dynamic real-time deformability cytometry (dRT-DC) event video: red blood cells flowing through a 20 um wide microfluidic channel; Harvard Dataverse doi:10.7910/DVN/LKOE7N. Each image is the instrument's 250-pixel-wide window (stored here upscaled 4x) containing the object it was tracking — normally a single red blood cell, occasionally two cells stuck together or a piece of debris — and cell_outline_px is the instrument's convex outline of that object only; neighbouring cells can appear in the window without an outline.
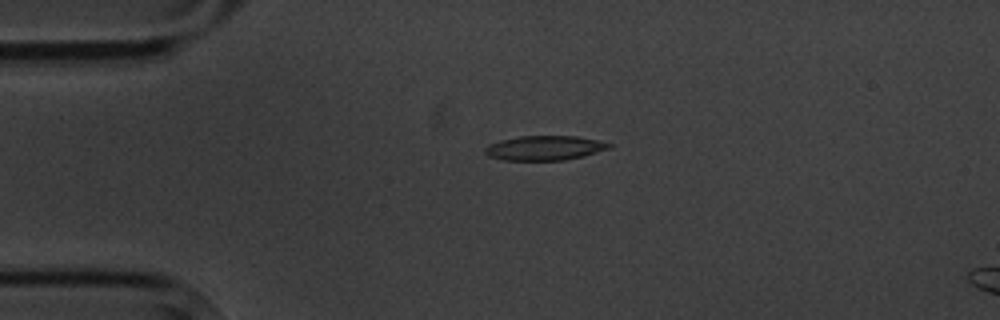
{"species": "common noctule bat (a hibernating species)", "species_latin": "Nyctalus noctula", "temperature_condition": "cold", "stored_images_in_passage": 3, "camera_frame_rate_fps": 3000, "um_per_image_px": 0.085, "animal": {"sex": "male", "body_mass_g": 20.1, "forearm_length_mm": 53.5}, "frame": {"image": 1, "passage_image": 1, "time_ms": 0.0, "image_size_px": [1000, 320], "cell_outline_px": [[612, 148], [564, 160], [504, 160], [488, 156], [484, 152], [484, 148], [488, 144], [500, 140], [520, 136], [576, 136], [596, 140], [612, 144]], "centroid_in_image_um": [46.24, 12.57], "position_along_channel_um": 38.8, "area_um2": 17.63}}
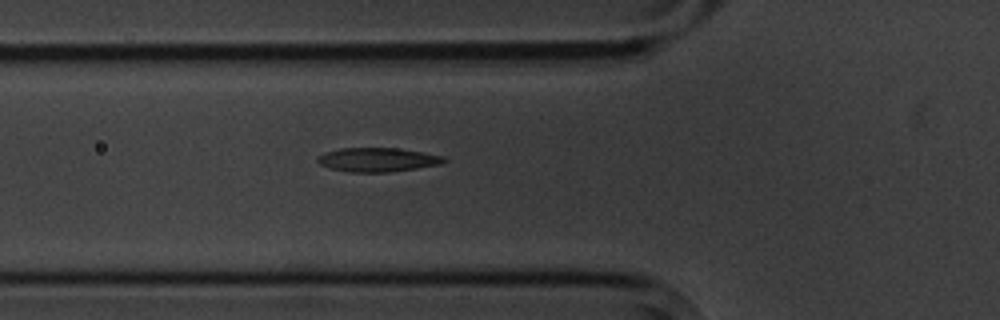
{"frame": {"image": 2, "passage_image": 3, "time_ms": 2.333, "image_size_px": [1000, 320], "cell_outline_px": [[448, 160], [440, 164], [416, 168], [388, 172], [348, 172], [332, 168], [320, 164], [316, 160], [316, 156], [324, 152], [340, 148], [396, 148], [424, 152], [444, 156]], "centroid_in_image_um": [32.08, 13.57], "position_along_channel_um": 93.7, "area_um2": 17.69}}